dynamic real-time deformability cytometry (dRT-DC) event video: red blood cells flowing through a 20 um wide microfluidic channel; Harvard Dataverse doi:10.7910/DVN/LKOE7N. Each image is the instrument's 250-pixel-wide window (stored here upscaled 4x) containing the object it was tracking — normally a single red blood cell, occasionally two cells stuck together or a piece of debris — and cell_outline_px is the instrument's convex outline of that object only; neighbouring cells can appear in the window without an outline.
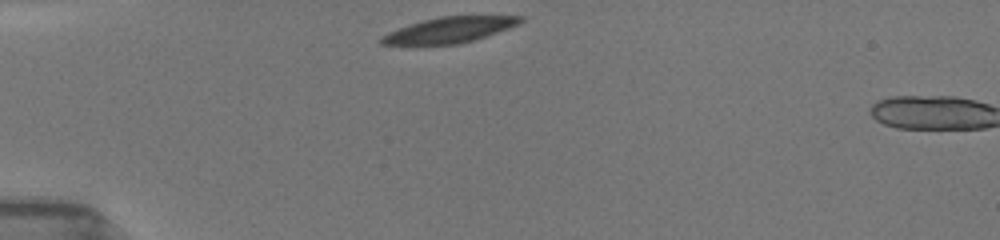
{"species": "common noctule bat (a hibernating species)", "species_latin": "Nyctalus noctula", "temperature_condition": "room temperature", "stored_images_in_passage": 2, "camera_frame_rate_fps": 3000, "um_per_image_px": 0.085, "animal": {"sex": "female", "body_mass_g": 19.5, "forearm_length_mm": 54.1}, "frame": {"image": 1, "passage_image": 1, "time_ms": 0.0, "image_size_px": [1000, 240], "cell_outline_px": [[524, 20], [520, 24], [460, 44], [380, 44], [376, 40], [380, 36], [388, 32], [424, 20], [440, 16], [524, 16]], "centroid_in_image_um": [38.19, 2.54], "position_along_channel_um": 46.8, "area_um2": 20.4}}